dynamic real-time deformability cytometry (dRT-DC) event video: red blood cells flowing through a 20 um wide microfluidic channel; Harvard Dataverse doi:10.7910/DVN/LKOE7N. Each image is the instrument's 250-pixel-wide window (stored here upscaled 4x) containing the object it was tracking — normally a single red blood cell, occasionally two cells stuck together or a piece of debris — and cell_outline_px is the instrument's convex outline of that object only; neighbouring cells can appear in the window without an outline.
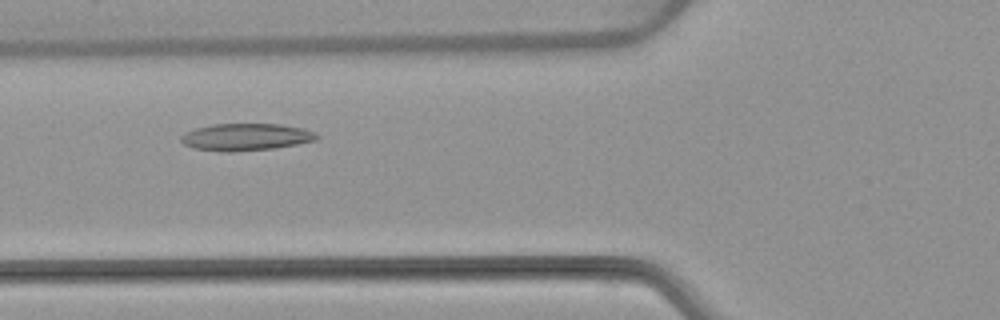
{"species": "common noctule bat (a hibernating species)", "species_latin": "Nyctalus noctula", "temperature_condition": "warm", "stored_images_in_passage": 48, "camera_frame_rate_fps": 3000, "um_per_image_px": 0.085, "animal": {"sex": "female", "body_mass_g": 22.7, "forearm_length_mm": 54.2}, "frame": {"image": 1, "passage_image": 15, "time_ms": 4.667, "image_size_px": [1000, 320], "cell_outline_px": [[320, 136], [316, 140], [296, 144], [272, 148], [232, 152], [220, 152], [192, 148], [184, 144], [180, 140], [180, 136], [196, 128], [212, 124], [280, 124], [304, 128]], "centroid_in_image_um": [20.87, 11.65], "position_along_channel_um": 104.9, "area_um2": 21.39}}
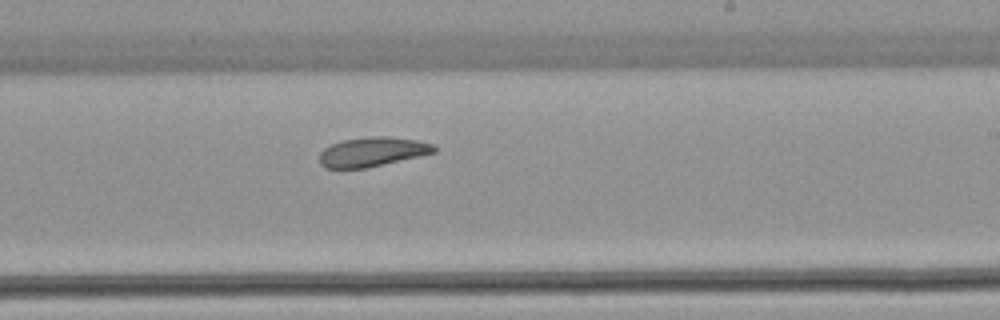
{"frame": {"image": 2, "passage_image": 27, "time_ms": 8.667, "image_size_px": [1000, 320], "cell_outline_px": [[436, 152], [420, 156], [368, 168], [324, 168], [320, 164], [320, 152], [324, 148], [332, 144], [344, 140], [376, 136], [384, 136], [416, 140], [432, 144], [436, 148]], "centroid_in_image_um": [31.64, 12.92], "position_along_channel_um": 257.4, "area_um2": 19.48}}
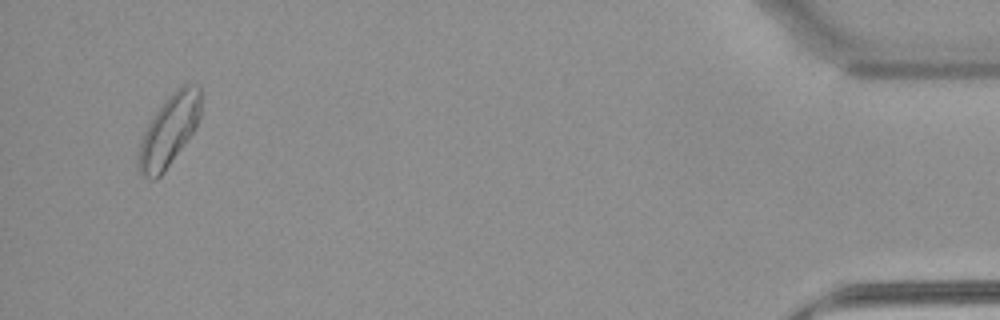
{"frame": {"image": 3, "passage_image": 46, "time_ms": 15.0, "image_size_px": [1000, 320], "cell_outline_px": [[200, 116], [196, 128], [164, 172], [156, 180], [148, 180], [140, 172], [136, 164], [140, 144], [144, 132], [152, 116], [164, 100], [176, 88], [184, 84], [196, 84], [200, 88]], "centroid_in_image_um": [14.36, 11.1], "position_along_channel_um": 420.8, "area_um2": 25.95}, "authors_computed_cell_mechanics": {"area_um2": 21.4149, "velocity_mm_per_s": 3.825, "shape_relaxation_time_tau1_ms": 9.9526, "shape_relaxation_time_tau2_ms": 5.8906, "deformation_change_tau1": 0.1608, "deformation_change_tau2": 0.122}}